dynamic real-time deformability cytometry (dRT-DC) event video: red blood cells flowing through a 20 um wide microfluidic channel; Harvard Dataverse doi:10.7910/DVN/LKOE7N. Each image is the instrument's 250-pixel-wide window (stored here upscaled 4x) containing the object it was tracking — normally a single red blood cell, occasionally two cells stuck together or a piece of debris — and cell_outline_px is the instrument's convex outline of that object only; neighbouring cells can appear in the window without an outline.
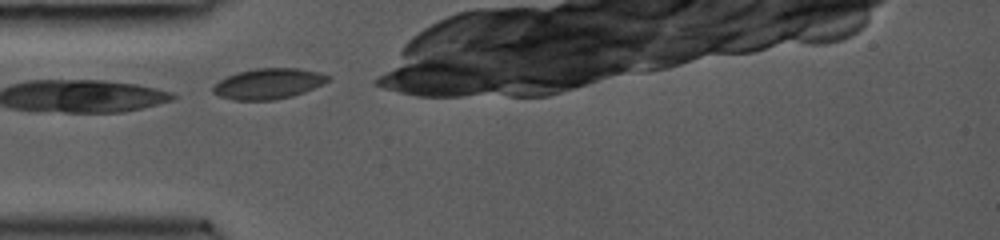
{"species": "common noctule bat (a hibernating species)", "species_latin": "Nyctalus noctula", "temperature_condition": "room temperature", "stored_images_in_passage": 8, "camera_frame_rate_fps": 3000, "um_per_image_px": 0.085, "animal": {"sex": "female", "body_mass_g": 19.0, "forearm_length_mm": 53.3}, "frame": {"image": 1, "passage_image": 1, "time_ms": 0.0, "image_size_px": [1000, 240], "cell_outline_px": [[332, 76], [328, 80], [304, 92], [292, 96], [276, 100], [232, 100], [220, 96], [212, 92], [212, 84], [236, 72], [256, 68], [300, 68], [320, 72]], "centroid_in_image_um": [22.78, 7.11], "position_along_channel_um": 62.2, "area_um2": 20.58}}